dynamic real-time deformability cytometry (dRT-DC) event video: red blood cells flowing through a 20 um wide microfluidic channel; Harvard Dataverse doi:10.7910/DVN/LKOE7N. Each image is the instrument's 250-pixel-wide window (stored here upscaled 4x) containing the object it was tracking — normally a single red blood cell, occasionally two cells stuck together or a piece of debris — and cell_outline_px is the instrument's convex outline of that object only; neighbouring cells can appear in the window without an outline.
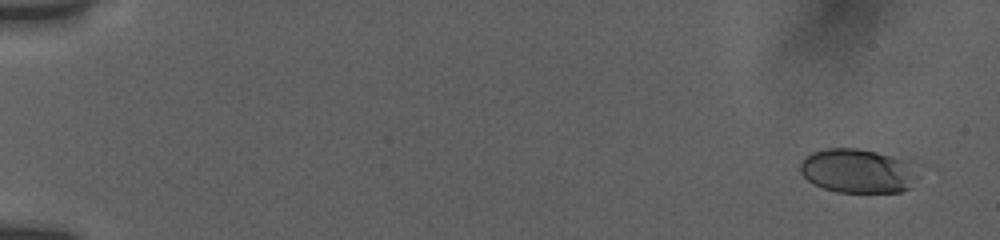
{"species": "human", "species_latin": "Homo sapiens", "temperature_condition": "room temperature", "stored_images_in_passage": 29, "camera_frame_rate_fps": 3000, "um_per_image_px": 0.085, "donor": {"sex": "female"}, "frame": {"image": 1, "passage_image": 1, "time_ms": 0.0, "image_size_px": [1000, 240], "cell_outline_px": [[920, 176], [912, 188], [900, 192], [836, 192], [824, 188], [808, 180], [800, 172], [800, 164], [804, 156], [812, 152], [828, 148], [856, 148], [876, 152], [892, 156], [900, 160]], "centroid_in_image_um": [72.87, 14.54], "position_along_channel_um": 12.1, "area_um2": 30.0}}
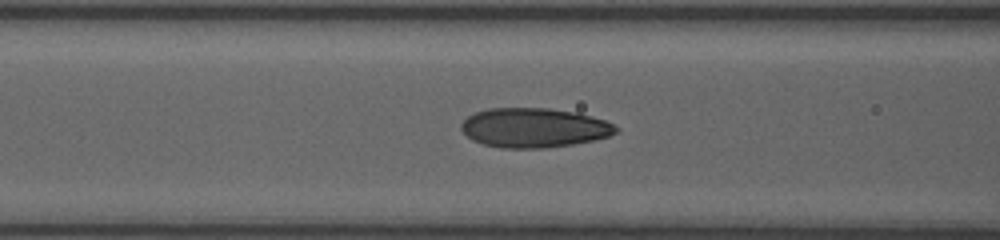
{"frame": {"image": 2, "passage_image": 17, "time_ms": 7.333, "image_size_px": [1000, 240], "cell_outline_px": [[620, 128], [616, 132], [608, 136], [596, 140], [572, 144], [544, 148], [500, 148], [484, 144], [472, 140], [460, 128], [460, 124], [468, 116], [476, 112], [488, 108], [548, 108], [576, 112], [592, 116], [604, 120]], "centroid_in_image_um": [45.39, 10.86], "position_along_channel_um": 121.2, "area_um2": 35.6}}
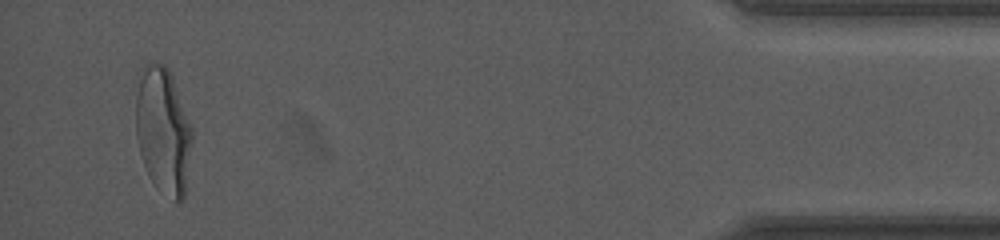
{"frame": {"image": 3, "passage_image": 29, "time_ms": 17.0, "image_size_px": [1000, 240], "cell_outline_px": [[192, 140], [184, 200], [176, 204], [152, 180], [144, 164], [140, 152], [136, 136], [136, 96], [144, 64], [148, 60], [164, 64], [168, 68], [192, 128]], "centroid_in_image_um": [13.87, 11.1], "position_along_channel_um": 421.3, "area_um2": 40.98}, "authors_computed_cell_mechanics": {"area_um2": 33.6396, "velocity_mm_per_s": 3.7895, "shape_relaxation_time_tau1_ms": 4.252, "shape_relaxation_time_tau2_ms": 0.9131, "deformation_change_tau1": 0.1861, "deformation_change_tau2": 0.0763}}